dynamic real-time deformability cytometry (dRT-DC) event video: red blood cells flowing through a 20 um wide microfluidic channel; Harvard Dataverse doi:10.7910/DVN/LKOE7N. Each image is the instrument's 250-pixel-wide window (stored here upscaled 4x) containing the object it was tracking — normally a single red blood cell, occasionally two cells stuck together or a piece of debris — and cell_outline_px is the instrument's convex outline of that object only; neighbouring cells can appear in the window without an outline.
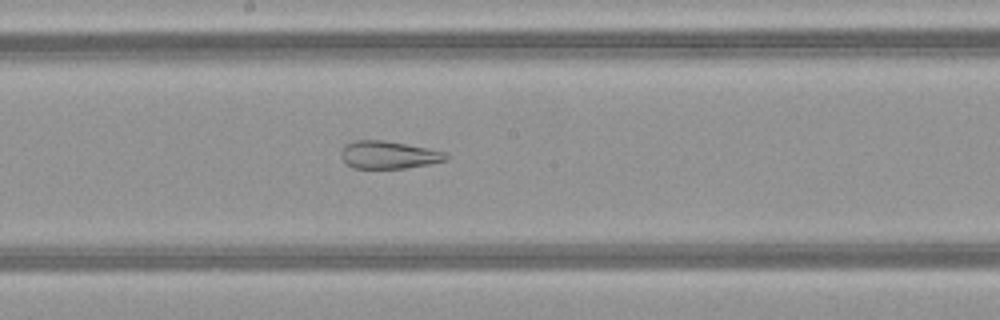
{"species": "common noctule bat (a hibernating species)", "species_latin": "Nyctalus noctula", "temperature_condition": "warm", "stored_images_in_passage": 47, "camera_frame_rate_fps": 3000, "um_per_image_px": 0.085, "animal": {"sex": "female", "body_mass_g": 21.9}, "frame": {"image": 1, "passage_image": 26, "time_ms": 8.333, "image_size_px": [1000, 320], "cell_outline_px": [[452, 156], [448, 160], [408, 168], [352, 168], [340, 156], [340, 148], [344, 144], [352, 140], [384, 140], [448, 152]], "centroid_in_image_um": [33.04, 13.15], "position_along_channel_um": 215.2, "area_um2": 17.22}}
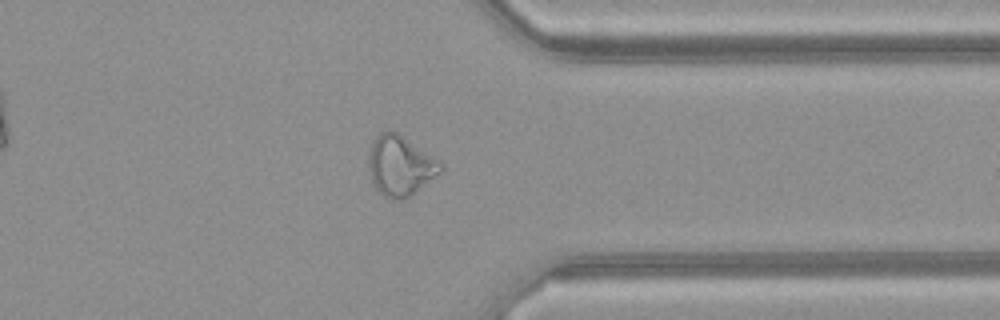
{"frame": {"image": 2, "passage_image": 38, "time_ms": 12.333, "image_size_px": [1000, 320], "cell_outline_px": [[444, 168], [440, 172], [412, 196], [404, 200], [396, 200], [384, 196], [372, 184], [368, 168], [368, 156], [372, 140], [380, 132], [388, 128], [400, 132], [444, 164]], "centroid_in_image_um": [34.01, 14.05], "position_along_channel_um": 377.4, "area_um2": 25.89}}
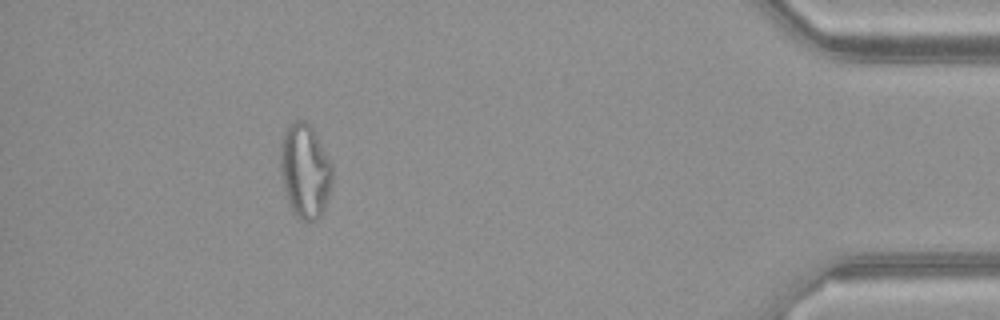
{"frame": {"image": 3, "passage_image": 44, "time_ms": 14.333, "image_size_px": [1000, 320], "cell_outline_px": [[332, 180], [328, 196], [324, 208], [320, 216], [316, 220], [308, 224], [300, 220], [292, 212], [288, 204], [280, 172], [280, 148], [284, 132], [288, 124], [296, 120], [304, 120], [312, 128], [332, 164]], "centroid_in_image_um": [25.9, 14.57], "position_along_channel_um": 409.3, "area_um2": 28.73}}